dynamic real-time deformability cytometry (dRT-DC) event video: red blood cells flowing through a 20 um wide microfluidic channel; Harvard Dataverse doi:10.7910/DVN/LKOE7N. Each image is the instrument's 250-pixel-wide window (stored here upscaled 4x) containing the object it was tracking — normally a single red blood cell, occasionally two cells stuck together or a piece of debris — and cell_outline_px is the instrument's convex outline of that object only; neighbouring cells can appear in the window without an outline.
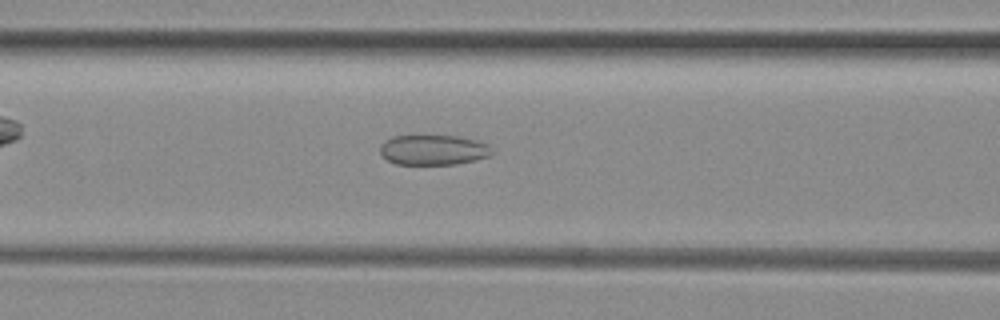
{"species": "common noctule bat (a hibernating species)", "species_latin": "Nyctalus noctula", "temperature_condition": "room temperature", "stored_images_in_passage": 49, "camera_frame_rate_fps": 3000, "um_per_image_px": 0.085, "animal": {"sex": "female", "body_mass_g": 29.2, "forearm_length_mm": 56.3}, "frame": {"image": 1, "passage_image": 19, "time_ms": 6.0, "image_size_px": [1000, 320], "cell_outline_px": [[496, 152], [488, 156], [456, 164], [396, 164], [388, 160], [380, 152], [380, 144], [384, 140], [392, 136], [456, 136], [476, 140], [488, 144]], "centroid_in_image_um": [36.83, 12.73], "position_along_channel_um": 129.8, "area_um2": 19.59}}
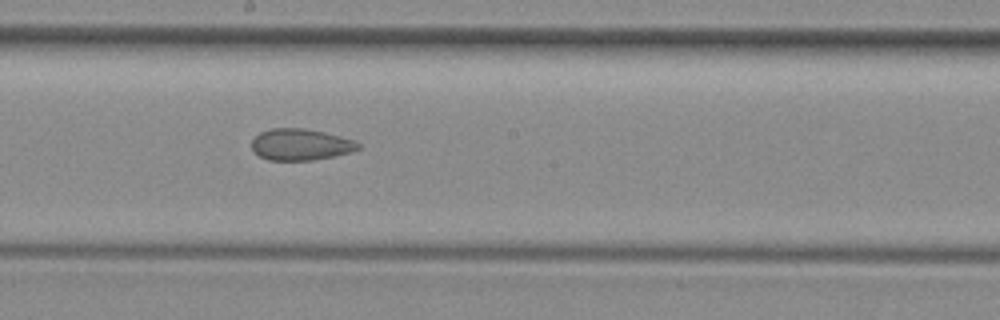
{"frame": {"image": 2, "passage_image": 26, "time_ms": 8.333, "image_size_px": [1000, 320], "cell_outline_px": [[360, 148], [348, 152], [332, 156], [312, 160], [268, 160], [260, 156], [252, 148], [252, 140], [260, 132], [272, 128], [304, 128], [324, 132], [352, 140], [360, 144]], "centroid_in_image_um": [25.51, 12.28], "position_along_channel_um": 222.7, "area_um2": 19.19}}
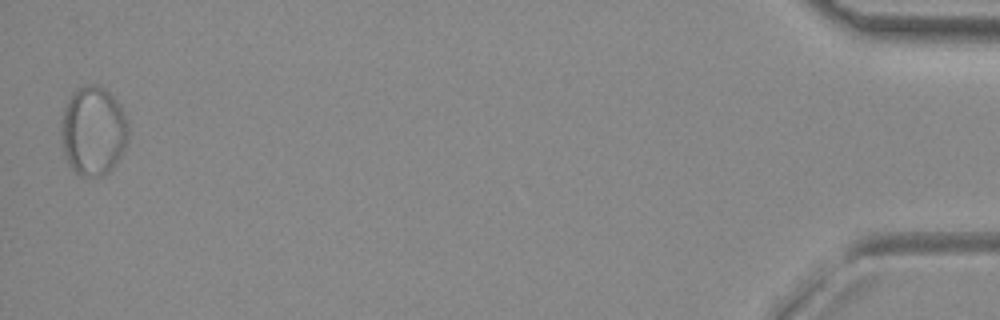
{"frame": {"image": 3, "passage_image": 49, "time_ms": 16.0, "image_size_px": [1000, 320], "cell_outline_px": [[128, 136], [124, 148], [120, 156], [112, 168], [108, 172], [100, 176], [80, 176], [68, 164], [64, 152], [60, 132], [60, 124], [64, 108], [68, 100], [80, 88], [88, 84], [96, 84], [104, 88], [116, 100], [128, 120]], "centroid_in_image_um": [7.92, 11.14], "position_along_channel_um": 427.3, "area_um2": 34.68}}